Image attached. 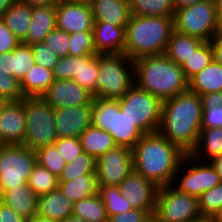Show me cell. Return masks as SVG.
Returning a JSON list of instances; mask_svg holds the SVG:
<instances>
[{
	"mask_svg": "<svg viewBox=\"0 0 222 222\" xmlns=\"http://www.w3.org/2000/svg\"><path fill=\"white\" fill-rule=\"evenodd\" d=\"M133 62L135 84L162 101L188 90L182 67L165 54L144 56Z\"/></svg>",
	"mask_w": 222,
	"mask_h": 222,
	"instance_id": "cell-3",
	"label": "cell"
},
{
	"mask_svg": "<svg viewBox=\"0 0 222 222\" xmlns=\"http://www.w3.org/2000/svg\"><path fill=\"white\" fill-rule=\"evenodd\" d=\"M72 1L80 2V3H83V4L91 5L95 0H72Z\"/></svg>",
	"mask_w": 222,
	"mask_h": 222,
	"instance_id": "cell-61",
	"label": "cell"
},
{
	"mask_svg": "<svg viewBox=\"0 0 222 222\" xmlns=\"http://www.w3.org/2000/svg\"><path fill=\"white\" fill-rule=\"evenodd\" d=\"M209 42L213 51V60L222 65V36L217 33Z\"/></svg>",
	"mask_w": 222,
	"mask_h": 222,
	"instance_id": "cell-50",
	"label": "cell"
},
{
	"mask_svg": "<svg viewBox=\"0 0 222 222\" xmlns=\"http://www.w3.org/2000/svg\"><path fill=\"white\" fill-rule=\"evenodd\" d=\"M36 163L34 150L24 145H1L0 193L26 184Z\"/></svg>",
	"mask_w": 222,
	"mask_h": 222,
	"instance_id": "cell-9",
	"label": "cell"
},
{
	"mask_svg": "<svg viewBox=\"0 0 222 222\" xmlns=\"http://www.w3.org/2000/svg\"><path fill=\"white\" fill-rule=\"evenodd\" d=\"M68 55H97V50L94 45L93 32L82 31L69 34Z\"/></svg>",
	"mask_w": 222,
	"mask_h": 222,
	"instance_id": "cell-42",
	"label": "cell"
},
{
	"mask_svg": "<svg viewBox=\"0 0 222 222\" xmlns=\"http://www.w3.org/2000/svg\"><path fill=\"white\" fill-rule=\"evenodd\" d=\"M133 169L158 187L172 185L186 155L159 132L144 134L132 149Z\"/></svg>",
	"mask_w": 222,
	"mask_h": 222,
	"instance_id": "cell-2",
	"label": "cell"
},
{
	"mask_svg": "<svg viewBox=\"0 0 222 222\" xmlns=\"http://www.w3.org/2000/svg\"><path fill=\"white\" fill-rule=\"evenodd\" d=\"M214 8L219 23L222 21V0H215Z\"/></svg>",
	"mask_w": 222,
	"mask_h": 222,
	"instance_id": "cell-56",
	"label": "cell"
},
{
	"mask_svg": "<svg viewBox=\"0 0 222 222\" xmlns=\"http://www.w3.org/2000/svg\"><path fill=\"white\" fill-rule=\"evenodd\" d=\"M214 222H222V210L214 219Z\"/></svg>",
	"mask_w": 222,
	"mask_h": 222,
	"instance_id": "cell-62",
	"label": "cell"
},
{
	"mask_svg": "<svg viewBox=\"0 0 222 222\" xmlns=\"http://www.w3.org/2000/svg\"><path fill=\"white\" fill-rule=\"evenodd\" d=\"M201 96L189 90L162 103L158 132L186 155L196 147L202 123Z\"/></svg>",
	"mask_w": 222,
	"mask_h": 222,
	"instance_id": "cell-1",
	"label": "cell"
},
{
	"mask_svg": "<svg viewBox=\"0 0 222 222\" xmlns=\"http://www.w3.org/2000/svg\"><path fill=\"white\" fill-rule=\"evenodd\" d=\"M51 69L34 64L20 82L24 97H41L54 82Z\"/></svg>",
	"mask_w": 222,
	"mask_h": 222,
	"instance_id": "cell-28",
	"label": "cell"
},
{
	"mask_svg": "<svg viewBox=\"0 0 222 222\" xmlns=\"http://www.w3.org/2000/svg\"><path fill=\"white\" fill-rule=\"evenodd\" d=\"M35 152L37 163L59 178L66 162L57 147L54 144L48 145L37 149Z\"/></svg>",
	"mask_w": 222,
	"mask_h": 222,
	"instance_id": "cell-41",
	"label": "cell"
},
{
	"mask_svg": "<svg viewBox=\"0 0 222 222\" xmlns=\"http://www.w3.org/2000/svg\"><path fill=\"white\" fill-rule=\"evenodd\" d=\"M84 153L93 156L96 160L117 145L109 132L89 126L79 137Z\"/></svg>",
	"mask_w": 222,
	"mask_h": 222,
	"instance_id": "cell-27",
	"label": "cell"
},
{
	"mask_svg": "<svg viewBox=\"0 0 222 222\" xmlns=\"http://www.w3.org/2000/svg\"><path fill=\"white\" fill-rule=\"evenodd\" d=\"M200 2H202V0H174V7H175V10H177V9L189 7L190 5H194Z\"/></svg>",
	"mask_w": 222,
	"mask_h": 222,
	"instance_id": "cell-53",
	"label": "cell"
},
{
	"mask_svg": "<svg viewBox=\"0 0 222 222\" xmlns=\"http://www.w3.org/2000/svg\"><path fill=\"white\" fill-rule=\"evenodd\" d=\"M189 222H214V220L211 219V218H208V217H200L196 220H192V221H189Z\"/></svg>",
	"mask_w": 222,
	"mask_h": 222,
	"instance_id": "cell-59",
	"label": "cell"
},
{
	"mask_svg": "<svg viewBox=\"0 0 222 222\" xmlns=\"http://www.w3.org/2000/svg\"><path fill=\"white\" fill-rule=\"evenodd\" d=\"M61 222H81V218H78L72 215Z\"/></svg>",
	"mask_w": 222,
	"mask_h": 222,
	"instance_id": "cell-58",
	"label": "cell"
},
{
	"mask_svg": "<svg viewBox=\"0 0 222 222\" xmlns=\"http://www.w3.org/2000/svg\"><path fill=\"white\" fill-rule=\"evenodd\" d=\"M58 188L73 203L98 193L97 174L81 175L71 181H58Z\"/></svg>",
	"mask_w": 222,
	"mask_h": 222,
	"instance_id": "cell-31",
	"label": "cell"
},
{
	"mask_svg": "<svg viewBox=\"0 0 222 222\" xmlns=\"http://www.w3.org/2000/svg\"><path fill=\"white\" fill-rule=\"evenodd\" d=\"M210 163L217 172V174L220 176V179L222 181V155L212 159Z\"/></svg>",
	"mask_w": 222,
	"mask_h": 222,
	"instance_id": "cell-54",
	"label": "cell"
},
{
	"mask_svg": "<svg viewBox=\"0 0 222 222\" xmlns=\"http://www.w3.org/2000/svg\"><path fill=\"white\" fill-rule=\"evenodd\" d=\"M66 163L83 153L79 138H58L54 144Z\"/></svg>",
	"mask_w": 222,
	"mask_h": 222,
	"instance_id": "cell-46",
	"label": "cell"
},
{
	"mask_svg": "<svg viewBox=\"0 0 222 222\" xmlns=\"http://www.w3.org/2000/svg\"><path fill=\"white\" fill-rule=\"evenodd\" d=\"M27 184L37 196H40L58 188V177L52 174L48 169L36 163Z\"/></svg>",
	"mask_w": 222,
	"mask_h": 222,
	"instance_id": "cell-37",
	"label": "cell"
},
{
	"mask_svg": "<svg viewBox=\"0 0 222 222\" xmlns=\"http://www.w3.org/2000/svg\"><path fill=\"white\" fill-rule=\"evenodd\" d=\"M0 72H6L11 75L10 71V52L0 53Z\"/></svg>",
	"mask_w": 222,
	"mask_h": 222,
	"instance_id": "cell-51",
	"label": "cell"
},
{
	"mask_svg": "<svg viewBox=\"0 0 222 222\" xmlns=\"http://www.w3.org/2000/svg\"><path fill=\"white\" fill-rule=\"evenodd\" d=\"M98 194L105 206L108 217L133 208L120 193L118 186H98Z\"/></svg>",
	"mask_w": 222,
	"mask_h": 222,
	"instance_id": "cell-38",
	"label": "cell"
},
{
	"mask_svg": "<svg viewBox=\"0 0 222 222\" xmlns=\"http://www.w3.org/2000/svg\"><path fill=\"white\" fill-rule=\"evenodd\" d=\"M188 90L199 96L222 91V65L212 60L188 80Z\"/></svg>",
	"mask_w": 222,
	"mask_h": 222,
	"instance_id": "cell-25",
	"label": "cell"
},
{
	"mask_svg": "<svg viewBox=\"0 0 222 222\" xmlns=\"http://www.w3.org/2000/svg\"><path fill=\"white\" fill-rule=\"evenodd\" d=\"M145 222H156L154 215H151Z\"/></svg>",
	"mask_w": 222,
	"mask_h": 222,
	"instance_id": "cell-63",
	"label": "cell"
},
{
	"mask_svg": "<svg viewBox=\"0 0 222 222\" xmlns=\"http://www.w3.org/2000/svg\"><path fill=\"white\" fill-rule=\"evenodd\" d=\"M85 174H97L96 159L83 152L81 155L65 164L58 181H71Z\"/></svg>",
	"mask_w": 222,
	"mask_h": 222,
	"instance_id": "cell-36",
	"label": "cell"
},
{
	"mask_svg": "<svg viewBox=\"0 0 222 222\" xmlns=\"http://www.w3.org/2000/svg\"><path fill=\"white\" fill-rule=\"evenodd\" d=\"M221 182L220 176L210 162L197 160L190 154H187L183 157L175 173L172 186L179 192L199 198L202 193Z\"/></svg>",
	"mask_w": 222,
	"mask_h": 222,
	"instance_id": "cell-12",
	"label": "cell"
},
{
	"mask_svg": "<svg viewBox=\"0 0 222 222\" xmlns=\"http://www.w3.org/2000/svg\"><path fill=\"white\" fill-rule=\"evenodd\" d=\"M204 41L194 36H189L173 31L165 55L179 66H182L195 50Z\"/></svg>",
	"mask_w": 222,
	"mask_h": 222,
	"instance_id": "cell-30",
	"label": "cell"
},
{
	"mask_svg": "<svg viewBox=\"0 0 222 222\" xmlns=\"http://www.w3.org/2000/svg\"><path fill=\"white\" fill-rule=\"evenodd\" d=\"M131 15L172 17L174 0H129Z\"/></svg>",
	"mask_w": 222,
	"mask_h": 222,
	"instance_id": "cell-33",
	"label": "cell"
},
{
	"mask_svg": "<svg viewBox=\"0 0 222 222\" xmlns=\"http://www.w3.org/2000/svg\"><path fill=\"white\" fill-rule=\"evenodd\" d=\"M93 15L91 5L72 0L56 4V28L69 34L92 31Z\"/></svg>",
	"mask_w": 222,
	"mask_h": 222,
	"instance_id": "cell-17",
	"label": "cell"
},
{
	"mask_svg": "<svg viewBox=\"0 0 222 222\" xmlns=\"http://www.w3.org/2000/svg\"><path fill=\"white\" fill-rule=\"evenodd\" d=\"M132 169V150L116 146L96 160L97 184L98 186H119Z\"/></svg>",
	"mask_w": 222,
	"mask_h": 222,
	"instance_id": "cell-14",
	"label": "cell"
},
{
	"mask_svg": "<svg viewBox=\"0 0 222 222\" xmlns=\"http://www.w3.org/2000/svg\"><path fill=\"white\" fill-rule=\"evenodd\" d=\"M15 0H0V19L3 17L5 12L11 7V4Z\"/></svg>",
	"mask_w": 222,
	"mask_h": 222,
	"instance_id": "cell-55",
	"label": "cell"
},
{
	"mask_svg": "<svg viewBox=\"0 0 222 222\" xmlns=\"http://www.w3.org/2000/svg\"><path fill=\"white\" fill-rule=\"evenodd\" d=\"M91 8L94 22L126 26L131 17L129 0H95Z\"/></svg>",
	"mask_w": 222,
	"mask_h": 222,
	"instance_id": "cell-21",
	"label": "cell"
},
{
	"mask_svg": "<svg viewBox=\"0 0 222 222\" xmlns=\"http://www.w3.org/2000/svg\"><path fill=\"white\" fill-rule=\"evenodd\" d=\"M125 27L105 22H94L92 32L97 54L124 53Z\"/></svg>",
	"mask_w": 222,
	"mask_h": 222,
	"instance_id": "cell-20",
	"label": "cell"
},
{
	"mask_svg": "<svg viewBox=\"0 0 222 222\" xmlns=\"http://www.w3.org/2000/svg\"><path fill=\"white\" fill-rule=\"evenodd\" d=\"M32 17V7L27 4L15 0L11 7L5 12L2 19L6 27L14 34V36L23 42L30 27Z\"/></svg>",
	"mask_w": 222,
	"mask_h": 222,
	"instance_id": "cell-29",
	"label": "cell"
},
{
	"mask_svg": "<svg viewBox=\"0 0 222 222\" xmlns=\"http://www.w3.org/2000/svg\"><path fill=\"white\" fill-rule=\"evenodd\" d=\"M154 217L156 222H189L202 217L199 198L179 192L172 185L159 187Z\"/></svg>",
	"mask_w": 222,
	"mask_h": 222,
	"instance_id": "cell-11",
	"label": "cell"
},
{
	"mask_svg": "<svg viewBox=\"0 0 222 222\" xmlns=\"http://www.w3.org/2000/svg\"><path fill=\"white\" fill-rule=\"evenodd\" d=\"M174 27V18L131 15L125 27L126 54L132 61L165 54Z\"/></svg>",
	"mask_w": 222,
	"mask_h": 222,
	"instance_id": "cell-4",
	"label": "cell"
},
{
	"mask_svg": "<svg viewBox=\"0 0 222 222\" xmlns=\"http://www.w3.org/2000/svg\"><path fill=\"white\" fill-rule=\"evenodd\" d=\"M117 100L121 112L144 134L158 132L163 103L161 99L134 84Z\"/></svg>",
	"mask_w": 222,
	"mask_h": 222,
	"instance_id": "cell-8",
	"label": "cell"
},
{
	"mask_svg": "<svg viewBox=\"0 0 222 222\" xmlns=\"http://www.w3.org/2000/svg\"><path fill=\"white\" fill-rule=\"evenodd\" d=\"M203 114L201 129L222 128V91L201 95Z\"/></svg>",
	"mask_w": 222,
	"mask_h": 222,
	"instance_id": "cell-34",
	"label": "cell"
},
{
	"mask_svg": "<svg viewBox=\"0 0 222 222\" xmlns=\"http://www.w3.org/2000/svg\"><path fill=\"white\" fill-rule=\"evenodd\" d=\"M54 79H73L96 97L99 55L60 57L52 69Z\"/></svg>",
	"mask_w": 222,
	"mask_h": 222,
	"instance_id": "cell-13",
	"label": "cell"
},
{
	"mask_svg": "<svg viewBox=\"0 0 222 222\" xmlns=\"http://www.w3.org/2000/svg\"><path fill=\"white\" fill-rule=\"evenodd\" d=\"M56 28V5L32 7L30 27L24 44L43 42L45 37Z\"/></svg>",
	"mask_w": 222,
	"mask_h": 222,
	"instance_id": "cell-22",
	"label": "cell"
},
{
	"mask_svg": "<svg viewBox=\"0 0 222 222\" xmlns=\"http://www.w3.org/2000/svg\"><path fill=\"white\" fill-rule=\"evenodd\" d=\"M25 134L24 98L8 101L0 111V144L23 145Z\"/></svg>",
	"mask_w": 222,
	"mask_h": 222,
	"instance_id": "cell-18",
	"label": "cell"
},
{
	"mask_svg": "<svg viewBox=\"0 0 222 222\" xmlns=\"http://www.w3.org/2000/svg\"><path fill=\"white\" fill-rule=\"evenodd\" d=\"M202 1H204V2H210V3H214V2H215V0H202Z\"/></svg>",
	"mask_w": 222,
	"mask_h": 222,
	"instance_id": "cell-65",
	"label": "cell"
},
{
	"mask_svg": "<svg viewBox=\"0 0 222 222\" xmlns=\"http://www.w3.org/2000/svg\"><path fill=\"white\" fill-rule=\"evenodd\" d=\"M174 27L179 33L210 41L219 30L214 3L202 1L177 9L174 15Z\"/></svg>",
	"mask_w": 222,
	"mask_h": 222,
	"instance_id": "cell-10",
	"label": "cell"
},
{
	"mask_svg": "<svg viewBox=\"0 0 222 222\" xmlns=\"http://www.w3.org/2000/svg\"><path fill=\"white\" fill-rule=\"evenodd\" d=\"M35 64L32 48L28 44H20L10 52V71L19 82L23 80L28 70Z\"/></svg>",
	"mask_w": 222,
	"mask_h": 222,
	"instance_id": "cell-35",
	"label": "cell"
},
{
	"mask_svg": "<svg viewBox=\"0 0 222 222\" xmlns=\"http://www.w3.org/2000/svg\"><path fill=\"white\" fill-rule=\"evenodd\" d=\"M30 46L34 54L35 64L52 70L60 57L55 54L44 42L34 43Z\"/></svg>",
	"mask_w": 222,
	"mask_h": 222,
	"instance_id": "cell-45",
	"label": "cell"
},
{
	"mask_svg": "<svg viewBox=\"0 0 222 222\" xmlns=\"http://www.w3.org/2000/svg\"><path fill=\"white\" fill-rule=\"evenodd\" d=\"M72 215L86 222H108L105 206L98 193L75 202Z\"/></svg>",
	"mask_w": 222,
	"mask_h": 222,
	"instance_id": "cell-32",
	"label": "cell"
},
{
	"mask_svg": "<svg viewBox=\"0 0 222 222\" xmlns=\"http://www.w3.org/2000/svg\"><path fill=\"white\" fill-rule=\"evenodd\" d=\"M27 219L20 216L11 207L0 201V222H26Z\"/></svg>",
	"mask_w": 222,
	"mask_h": 222,
	"instance_id": "cell-49",
	"label": "cell"
},
{
	"mask_svg": "<svg viewBox=\"0 0 222 222\" xmlns=\"http://www.w3.org/2000/svg\"><path fill=\"white\" fill-rule=\"evenodd\" d=\"M0 94L9 101L23 99L20 82L6 72H0Z\"/></svg>",
	"mask_w": 222,
	"mask_h": 222,
	"instance_id": "cell-44",
	"label": "cell"
},
{
	"mask_svg": "<svg viewBox=\"0 0 222 222\" xmlns=\"http://www.w3.org/2000/svg\"><path fill=\"white\" fill-rule=\"evenodd\" d=\"M18 1L29 5L30 7L56 5L58 3L56 0H18Z\"/></svg>",
	"mask_w": 222,
	"mask_h": 222,
	"instance_id": "cell-52",
	"label": "cell"
},
{
	"mask_svg": "<svg viewBox=\"0 0 222 222\" xmlns=\"http://www.w3.org/2000/svg\"><path fill=\"white\" fill-rule=\"evenodd\" d=\"M0 201L26 219L37 214L38 196L27 183L11 190L2 191Z\"/></svg>",
	"mask_w": 222,
	"mask_h": 222,
	"instance_id": "cell-23",
	"label": "cell"
},
{
	"mask_svg": "<svg viewBox=\"0 0 222 222\" xmlns=\"http://www.w3.org/2000/svg\"><path fill=\"white\" fill-rule=\"evenodd\" d=\"M20 41L14 34L6 27L4 20L0 19V53L12 52Z\"/></svg>",
	"mask_w": 222,
	"mask_h": 222,
	"instance_id": "cell-47",
	"label": "cell"
},
{
	"mask_svg": "<svg viewBox=\"0 0 222 222\" xmlns=\"http://www.w3.org/2000/svg\"><path fill=\"white\" fill-rule=\"evenodd\" d=\"M26 222H58V221L51 220V219H48V218H45V217H41V216L36 214L33 217L27 219Z\"/></svg>",
	"mask_w": 222,
	"mask_h": 222,
	"instance_id": "cell-57",
	"label": "cell"
},
{
	"mask_svg": "<svg viewBox=\"0 0 222 222\" xmlns=\"http://www.w3.org/2000/svg\"><path fill=\"white\" fill-rule=\"evenodd\" d=\"M9 100H7L5 97H3L0 94V111L4 108V106L8 103Z\"/></svg>",
	"mask_w": 222,
	"mask_h": 222,
	"instance_id": "cell-60",
	"label": "cell"
},
{
	"mask_svg": "<svg viewBox=\"0 0 222 222\" xmlns=\"http://www.w3.org/2000/svg\"><path fill=\"white\" fill-rule=\"evenodd\" d=\"M151 215L147 211L132 208L108 217V222H145Z\"/></svg>",
	"mask_w": 222,
	"mask_h": 222,
	"instance_id": "cell-48",
	"label": "cell"
},
{
	"mask_svg": "<svg viewBox=\"0 0 222 222\" xmlns=\"http://www.w3.org/2000/svg\"><path fill=\"white\" fill-rule=\"evenodd\" d=\"M92 104L54 109L58 138L79 137L92 125Z\"/></svg>",
	"mask_w": 222,
	"mask_h": 222,
	"instance_id": "cell-19",
	"label": "cell"
},
{
	"mask_svg": "<svg viewBox=\"0 0 222 222\" xmlns=\"http://www.w3.org/2000/svg\"><path fill=\"white\" fill-rule=\"evenodd\" d=\"M74 203L59 188L38 196L37 215L61 222L72 216Z\"/></svg>",
	"mask_w": 222,
	"mask_h": 222,
	"instance_id": "cell-24",
	"label": "cell"
},
{
	"mask_svg": "<svg viewBox=\"0 0 222 222\" xmlns=\"http://www.w3.org/2000/svg\"><path fill=\"white\" fill-rule=\"evenodd\" d=\"M218 34H219L220 36H222V21L219 23Z\"/></svg>",
	"mask_w": 222,
	"mask_h": 222,
	"instance_id": "cell-64",
	"label": "cell"
},
{
	"mask_svg": "<svg viewBox=\"0 0 222 222\" xmlns=\"http://www.w3.org/2000/svg\"><path fill=\"white\" fill-rule=\"evenodd\" d=\"M199 210L202 217L215 219L222 210V182L205 191L199 197Z\"/></svg>",
	"mask_w": 222,
	"mask_h": 222,
	"instance_id": "cell-40",
	"label": "cell"
},
{
	"mask_svg": "<svg viewBox=\"0 0 222 222\" xmlns=\"http://www.w3.org/2000/svg\"><path fill=\"white\" fill-rule=\"evenodd\" d=\"M134 84V62L126 54L99 55L96 97L120 99Z\"/></svg>",
	"mask_w": 222,
	"mask_h": 222,
	"instance_id": "cell-6",
	"label": "cell"
},
{
	"mask_svg": "<svg viewBox=\"0 0 222 222\" xmlns=\"http://www.w3.org/2000/svg\"><path fill=\"white\" fill-rule=\"evenodd\" d=\"M93 94L73 79H55L41 98L54 109L92 104Z\"/></svg>",
	"mask_w": 222,
	"mask_h": 222,
	"instance_id": "cell-16",
	"label": "cell"
},
{
	"mask_svg": "<svg viewBox=\"0 0 222 222\" xmlns=\"http://www.w3.org/2000/svg\"><path fill=\"white\" fill-rule=\"evenodd\" d=\"M118 187L120 193L133 208L154 215L159 190L155 183L132 169Z\"/></svg>",
	"mask_w": 222,
	"mask_h": 222,
	"instance_id": "cell-15",
	"label": "cell"
},
{
	"mask_svg": "<svg viewBox=\"0 0 222 222\" xmlns=\"http://www.w3.org/2000/svg\"><path fill=\"white\" fill-rule=\"evenodd\" d=\"M190 155L203 162H210L212 159L221 156L222 128L201 129L196 147Z\"/></svg>",
	"mask_w": 222,
	"mask_h": 222,
	"instance_id": "cell-26",
	"label": "cell"
},
{
	"mask_svg": "<svg viewBox=\"0 0 222 222\" xmlns=\"http://www.w3.org/2000/svg\"><path fill=\"white\" fill-rule=\"evenodd\" d=\"M212 60L213 51L210 42L204 41L181 67L189 80L196 73L202 71Z\"/></svg>",
	"mask_w": 222,
	"mask_h": 222,
	"instance_id": "cell-39",
	"label": "cell"
},
{
	"mask_svg": "<svg viewBox=\"0 0 222 222\" xmlns=\"http://www.w3.org/2000/svg\"><path fill=\"white\" fill-rule=\"evenodd\" d=\"M92 125L110 133L117 146L131 150L144 133L122 113L118 100L93 97Z\"/></svg>",
	"mask_w": 222,
	"mask_h": 222,
	"instance_id": "cell-5",
	"label": "cell"
},
{
	"mask_svg": "<svg viewBox=\"0 0 222 222\" xmlns=\"http://www.w3.org/2000/svg\"><path fill=\"white\" fill-rule=\"evenodd\" d=\"M43 42L59 57L68 56L69 33L55 28L48 33Z\"/></svg>",
	"mask_w": 222,
	"mask_h": 222,
	"instance_id": "cell-43",
	"label": "cell"
},
{
	"mask_svg": "<svg viewBox=\"0 0 222 222\" xmlns=\"http://www.w3.org/2000/svg\"><path fill=\"white\" fill-rule=\"evenodd\" d=\"M26 134L24 146L36 151L58 140L54 108L41 97H24Z\"/></svg>",
	"mask_w": 222,
	"mask_h": 222,
	"instance_id": "cell-7",
	"label": "cell"
}]
</instances>
